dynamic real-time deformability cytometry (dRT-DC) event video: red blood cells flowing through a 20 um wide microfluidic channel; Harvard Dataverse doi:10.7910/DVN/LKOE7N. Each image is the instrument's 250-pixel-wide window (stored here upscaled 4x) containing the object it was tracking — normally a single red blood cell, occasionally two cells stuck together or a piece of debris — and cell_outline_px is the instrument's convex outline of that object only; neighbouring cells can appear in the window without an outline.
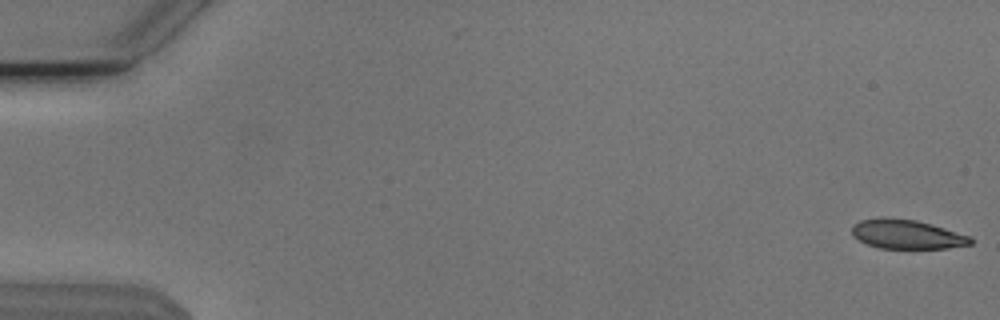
{"species": "Egyptian fruit bat (a non-hibernating species)", "species_latin": "Rousettus aegyptiacus", "temperature_condition": "cold", "stored_images_in_passage": 54, "camera_frame_rate_fps": 3000, "um_per_image_px": 0.085, "animal": {"sex": "male"}, "frame": {"image": 1, "passage_image": 1, "time_ms": 0.0, "image_size_px": [1000, 320], "cell_outline_px": [[972, 244], [948, 248], [880, 248], [868, 244], [852, 236], [852, 224], [860, 220], [916, 220], [932, 224], [972, 236]], "centroid_in_image_um": [77.15, 19.95], "position_along_channel_um": 7.9, "area_um2": 19.59}}
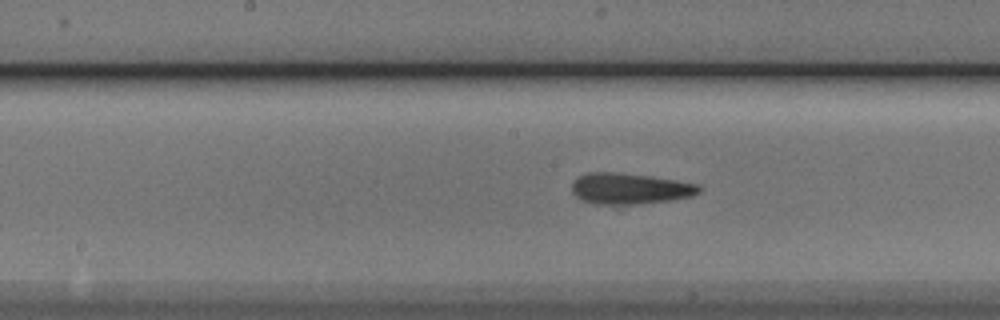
{"frame": {"image": 2, "passage_image": 28, "time_ms": 9.0, "image_size_px": [1000, 320], "cell_outline_px": [[700, 192], [692, 196], [668, 200], [640, 204], [592, 204], [580, 200], [572, 192], [572, 184], [580, 176], [588, 172], [612, 172], [648, 176], [676, 180], [696, 184], [700, 188]], "centroid_in_image_um": [53.49, 16.04], "position_along_channel_um": 194.7, "area_um2": 22.77}}
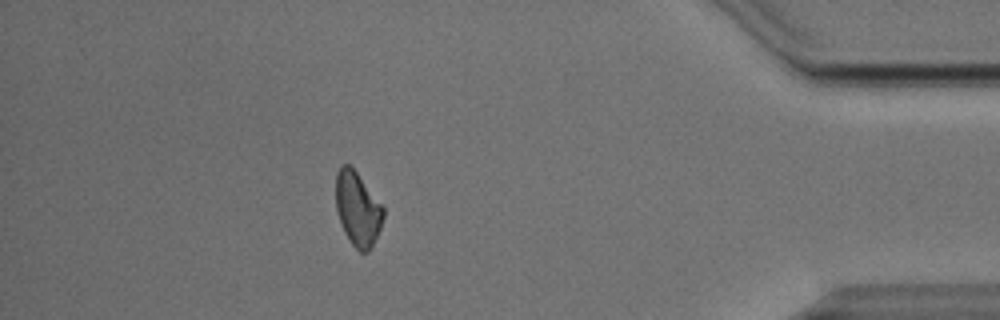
{"frame": {"image": 3, "passage_image": 48, "time_ms": 15.667, "image_size_px": [1000, 320], "cell_outline_px": [[384, 216], [380, 228], [372, 248], [368, 252], [360, 252], [352, 244], [344, 232], [336, 208], [336, 172], [340, 164], [348, 164], [356, 172], [384, 208]], "centroid_in_image_um": [30.39, 17.77], "position_along_channel_um": 404.8, "area_um2": 20.29}, "authors_computed_cell_mechanics": {"area_um2": 21.9351, "velocity_mm_per_s": 3.812, "shape_relaxation_time_tau1_ms": 6.3585, "shape_relaxation_time_tau2_ms": 3.8819, "deformation_change_tau1": 0.1242, "deformation_change_tau2": 0.1057}}